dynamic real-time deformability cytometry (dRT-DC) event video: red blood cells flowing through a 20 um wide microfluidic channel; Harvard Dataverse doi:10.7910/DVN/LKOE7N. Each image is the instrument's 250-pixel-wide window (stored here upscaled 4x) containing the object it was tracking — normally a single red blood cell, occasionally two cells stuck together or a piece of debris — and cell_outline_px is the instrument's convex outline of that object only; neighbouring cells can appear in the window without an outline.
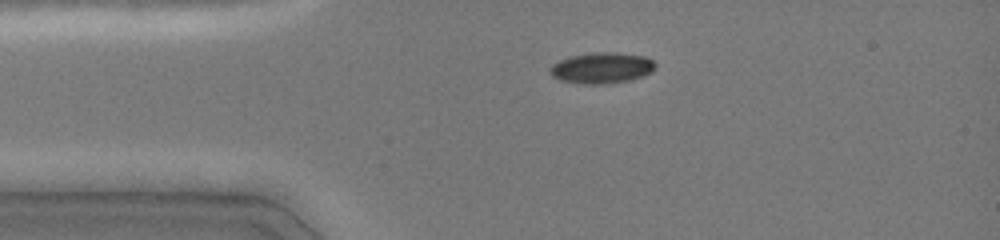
{"species": "common noctule bat (a hibernating species)", "species_latin": "Nyctalus noctula", "temperature_condition": "cold", "stored_images_in_passage": 4, "camera_frame_rate_fps": 3000, "um_per_image_px": 0.085, "animal": {"sex": "female", "body_mass_g": 19.0, "forearm_length_mm": 51.5}, "frame": {"image": 1, "passage_image": 1, "time_ms": 0.0, "image_size_px": [1000, 240], "cell_outline_px": [[656, 68], [652, 72], [644, 76], [628, 80], [608, 84], [580, 84], [560, 80], [552, 76], [548, 68], [552, 64], [560, 60], [572, 56], [596, 52], [616, 52], [644, 56], [652, 60], [656, 64]], "centroid_in_image_um": [51.16, 5.78], "position_along_channel_um": 33.8, "area_um2": 19.13}}